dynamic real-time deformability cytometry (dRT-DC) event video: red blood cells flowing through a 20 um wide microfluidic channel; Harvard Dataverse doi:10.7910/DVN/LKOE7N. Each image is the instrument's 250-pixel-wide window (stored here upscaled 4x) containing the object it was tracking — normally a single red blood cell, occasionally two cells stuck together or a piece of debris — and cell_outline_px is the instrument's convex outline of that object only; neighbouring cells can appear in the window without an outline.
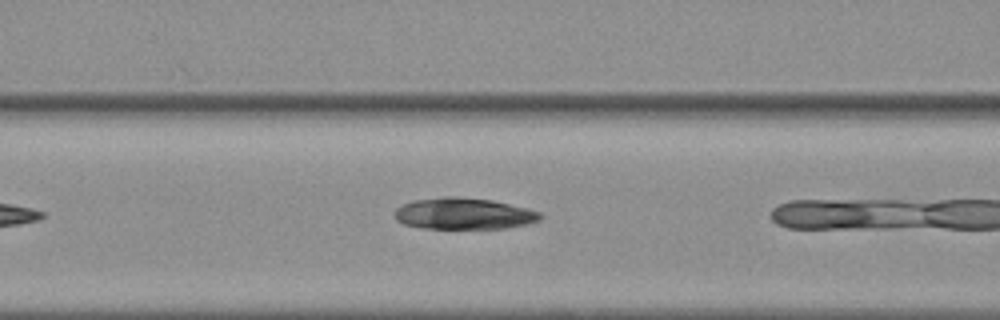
{"species": "common noctule bat (a hibernating species)", "species_latin": "Nyctalus noctula", "temperature_condition": "warm", "stored_images_in_passage": 7, "camera_frame_rate_fps": 3000, "um_per_image_px": 0.085, "animal": {"sex": "female", "body_mass_g": 19.3, "forearm_length_mm": 54.1}, "frame": {"image": 1, "passage_image": 6, "time_ms": 1.667, "image_size_px": [1000, 320], "cell_outline_px": [[544, 216], [540, 220], [528, 224], [504, 228], [420, 228], [404, 224], [396, 220], [396, 208], [400, 204], [412, 200], [444, 196], [456, 196], [492, 200], [540, 212]], "centroid_in_image_um": [39.39, 18.15], "position_along_channel_um": 127.2, "area_um2": 26.7}}